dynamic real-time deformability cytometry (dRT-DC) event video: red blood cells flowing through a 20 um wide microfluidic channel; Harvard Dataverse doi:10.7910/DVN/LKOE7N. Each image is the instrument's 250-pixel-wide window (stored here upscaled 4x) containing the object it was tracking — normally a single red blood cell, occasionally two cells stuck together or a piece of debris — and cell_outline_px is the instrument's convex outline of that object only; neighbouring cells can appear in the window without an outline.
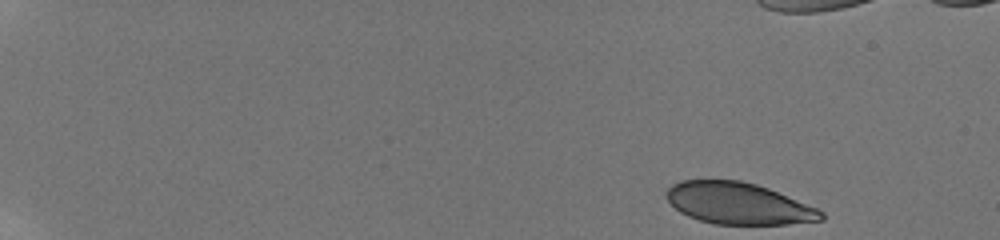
{"species": "human", "species_latin": "Homo sapiens", "temperature_condition": "room temperature", "stored_images_in_passage": 51, "camera_frame_rate_fps": 3000, "um_per_image_px": 0.085, "donor": {"sex": "male"}, "frame": {"image": 1, "passage_image": 1, "time_ms": 0.0, "image_size_px": [1000, 240], "cell_outline_px": [[824, 220], [788, 224], [716, 224], [700, 220], [688, 216], [680, 212], [668, 200], [664, 192], [672, 184], [680, 180], [740, 180], [756, 184], [768, 188], [816, 208], [824, 212]], "centroid_in_image_um": [62.74, 17.29], "position_along_channel_um": 22.3, "area_um2": 37.34}}
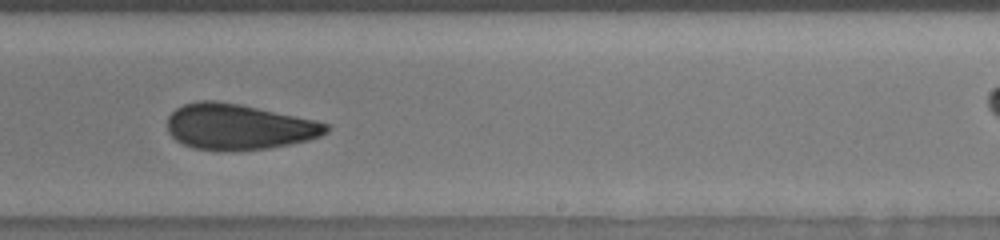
{"frame": {"image": 2, "passage_image": 33, "time_ms": 10.667, "image_size_px": [1000, 240], "cell_outline_px": [[328, 132], [320, 136], [308, 140], [268, 148], [220, 152], [192, 148], [176, 140], [168, 132], [168, 116], [176, 108], [184, 104], [196, 100], [216, 100], [240, 104], [312, 120], [328, 124]], "centroid_in_image_um": [20.22, 10.79], "position_along_channel_um": 268.8, "area_um2": 42.25}}
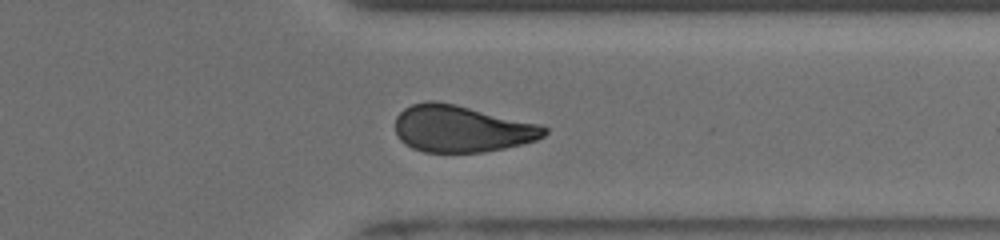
{"frame": {"image": 3, "passage_image": 41, "time_ms": 13.333, "image_size_px": [1000, 240], "cell_outline_px": [[548, 132], [544, 136], [536, 140], [504, 148], [484, 152], [424, 152], [412, 148], [404, 144], [400, 140], [396, 132], [396, 116], [404, 108], [412, 104], [428, 100], [436, 100], [456, 104], [540, 124], [548, 128]], "centroid_in_image_um": [39.22, 10.93], "position_along_channel_um": 372.2, "area_um2": 40.81}, "authors_computed_cell_mechanics": {"area_um2": 41.616, "velocity_mm_per_s": 3.8614, "shape_relaxation_time_tau1_ms": null, "shape_relaxation_time_tau2_ms": 1.6644, "deformation_change_tau1": null, "deformation_change_tau2": 0.0675}}